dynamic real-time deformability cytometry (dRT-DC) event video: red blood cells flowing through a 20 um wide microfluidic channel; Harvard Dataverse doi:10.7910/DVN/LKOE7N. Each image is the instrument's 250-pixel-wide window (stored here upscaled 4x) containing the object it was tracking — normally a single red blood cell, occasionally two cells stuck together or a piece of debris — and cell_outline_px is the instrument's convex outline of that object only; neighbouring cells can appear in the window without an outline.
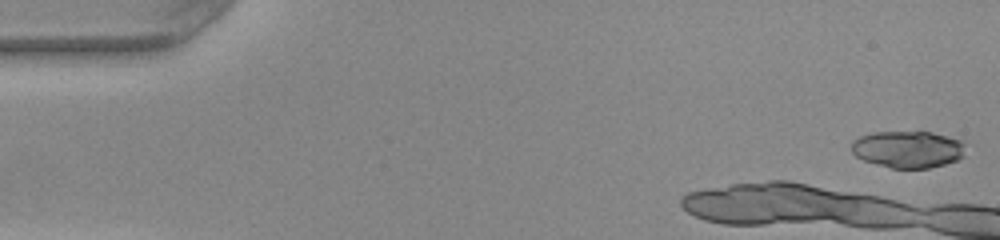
{"species": "common noctule bat (a hibernating species)", "species_latin": "Nyctalus noctula", "temperature_condition": "warm", "stored_images_in_passage": 8, "camera_frame_rate_fps": 3000, "um_per_image_px": 0.085, "animal": {"sex": "female", "body_mass_g": 22.0, "forearm_length_mm": 56.7}, "frame": {"image": 1, "passage_image": 1, "time_ms": 0.0, "image_size_px": [1000, 240], "cell_outline_px": [[964, 156], [956, 160], [944, 164], [928, 168], [892, 168], [876, 164], [864, 160], [856, 156], [852, 152], [852, 140], [860, 136], [872, 132], [932, 132], [960, 140]], "centroid_in_image_um": [77.12, 12.69], "position_along_channel_um": 7.9, "area_um2": 24.28}}